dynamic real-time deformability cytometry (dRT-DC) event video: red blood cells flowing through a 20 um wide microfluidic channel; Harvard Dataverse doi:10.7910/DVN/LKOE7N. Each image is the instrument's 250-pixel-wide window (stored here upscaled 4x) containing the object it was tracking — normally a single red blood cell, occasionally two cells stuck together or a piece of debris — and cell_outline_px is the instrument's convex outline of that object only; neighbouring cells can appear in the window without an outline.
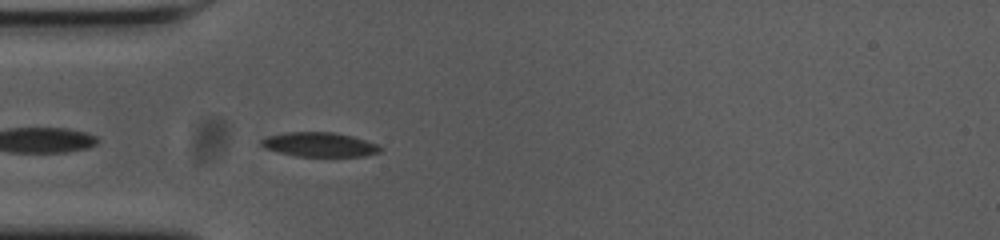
{"species": "common noctule bat (a hibernating species)", "species_latin": "Nyctalus noctula", "temperature_condition": "cold", "stored_images_in_passage": 28, "camera_frame_rate_fps": 3000, "um_per_image_px": 0.085, "animal": {"sex": "female", "body_mass_g": 23.0, "forearm_length_mm": 53.4}, "frame": {"image": 1, "passage_image": 3, "time_ms": 0.667, "image_size_px": [1000, 240], "cell_outline_px": [[384, 148], [380, 152], [364, 156], [296, 156], [264, 148], [260, 144], [260, 140], [268, 136], [284, 132], [332, 132], [352, 136], [376, 144]], "centroid_in_image_um": [27.14, 12.28], "position_along_channel_um": 57.9, "area_um2": 16.82}}
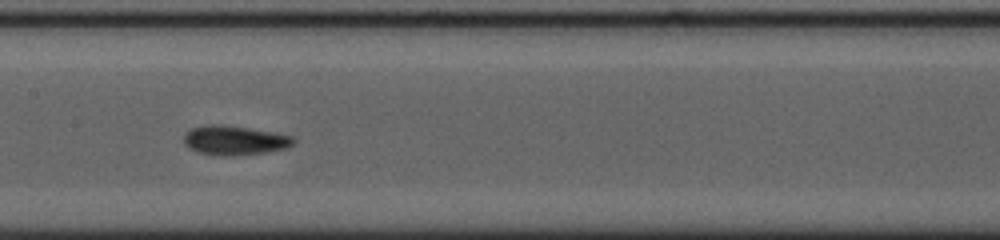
{"frame": {"image": 2, "passage_image": 14, "time_ms": 4.333, "image_size_px": [1000, 240], "cell_outline_px": [[296, 140], [288, 148], [264, 152], [232, 156], [220, 156], [196, 152], [188, 148], [184, 144], [184, 132], [192, 128], [212, 124], [220, 124], [248, 128], [292, 136]], "centroid_in_image_um": [19.89, 11.94], "position_along_channel_um": 187.5, "area_um2": 18.73}}
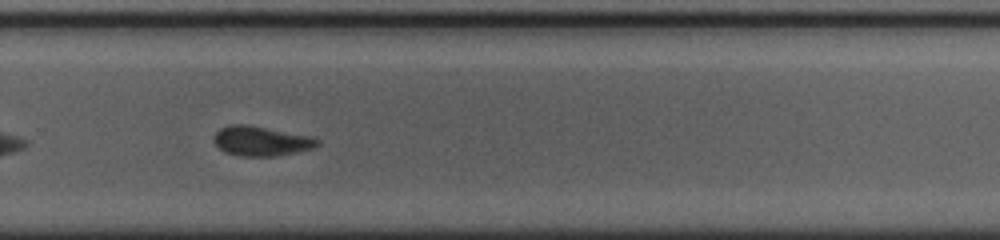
{"frame": {"image": 3, "passage_image": 24, "time_ms": 7.667, "image_size_px": [1000, 240], "cell_outline_px": [[320, 144], [312, 148], [296, 152], [276, 156], [240, 156], [224, 152], [212, 140], [212, 136], [220, 128], [228, 124], [244, 124], [312, 136], [320, 140]], "centroid_in_image_um": [22.17, 11.98], "position_along_channel_um": 307.6, "area_um2": 17.98}}